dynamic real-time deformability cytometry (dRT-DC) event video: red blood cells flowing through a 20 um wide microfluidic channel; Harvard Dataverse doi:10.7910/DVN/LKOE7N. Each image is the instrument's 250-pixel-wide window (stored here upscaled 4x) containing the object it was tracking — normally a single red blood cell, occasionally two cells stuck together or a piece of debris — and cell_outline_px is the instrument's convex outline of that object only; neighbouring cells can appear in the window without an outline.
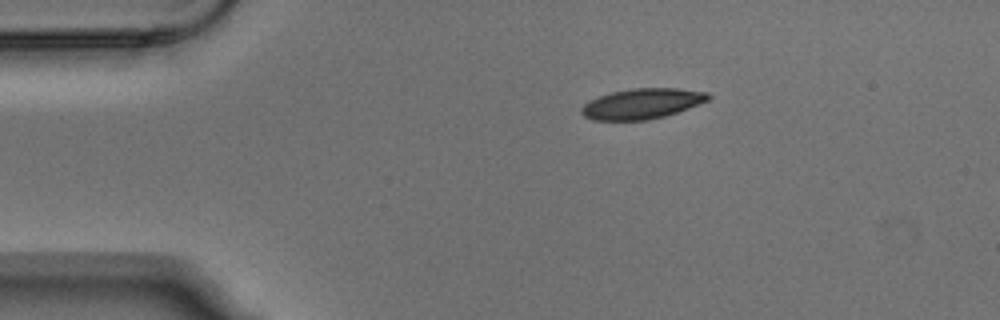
{"species": "Egyptian fruit bat (a non-hibernating species)", "species_latin": "Rousettus aegyptiacus", "temperature_condition": "warm", "stored_images_in_passage": 3, "camera_frame_rate_fps": 3000, "um_per_image_px": 0.085, "animal": {"sex": "male"}, "frame": {"image": 1, "passage_image": 1, "time_ms": 0.0, "image_size_px": [1000, 320], "cell_outline_px": [[712, 96], [708, 100], [688, 108], [664, 116], [648, 120], [592, 120], [584, 116], [580, 112], [580, 108], [584, 104], [600, 96], [612, 92], [632, 88], [676, 88], [708, 92]], "centroid_in_image_um": [54.57, 8.81], "position_along_channel_um": 30.4, "area_um2": 22.31}}